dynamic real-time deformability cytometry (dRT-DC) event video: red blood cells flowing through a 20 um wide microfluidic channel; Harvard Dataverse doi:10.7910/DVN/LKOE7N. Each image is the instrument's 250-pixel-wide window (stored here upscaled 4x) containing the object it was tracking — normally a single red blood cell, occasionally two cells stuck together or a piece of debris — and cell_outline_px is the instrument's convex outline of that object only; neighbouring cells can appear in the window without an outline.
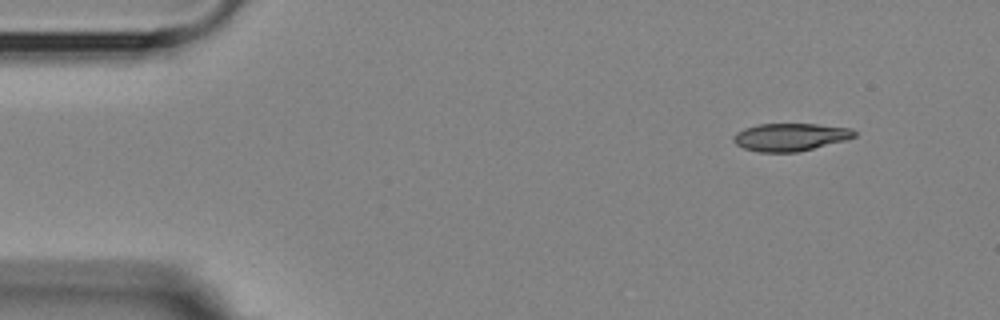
{"species": "Egyptian fruit bat (a non-hibernating species)", "species_latin": "Rousettus aegyptiacus", "temperature_condition": "room temperature", "stored_images_in_passage": 3, "segment_of_instrument_passage": [2, 2], "camera_frame_rate_fps": 3000, "um_per_image_px": 0.085, "animal": {"sex": "female"}, "frame": {"image": 1, "passage_image": 3, "time_ms": 3.667, "image_size_px": [1000, 320], "cell_outline_px": [[856, 136], [848, 140], [796, 152], [756, 152], [744, 148], [736, 144], [732, 140], [732, 136], [736, 132], [744, 128], [756, 124], [816, 124], [852, 128], [856, 132]], "centroid_in_image_um": [67.16, 11.65], "position_along_channel_um": 17.8, "area_um2": 19.71}}